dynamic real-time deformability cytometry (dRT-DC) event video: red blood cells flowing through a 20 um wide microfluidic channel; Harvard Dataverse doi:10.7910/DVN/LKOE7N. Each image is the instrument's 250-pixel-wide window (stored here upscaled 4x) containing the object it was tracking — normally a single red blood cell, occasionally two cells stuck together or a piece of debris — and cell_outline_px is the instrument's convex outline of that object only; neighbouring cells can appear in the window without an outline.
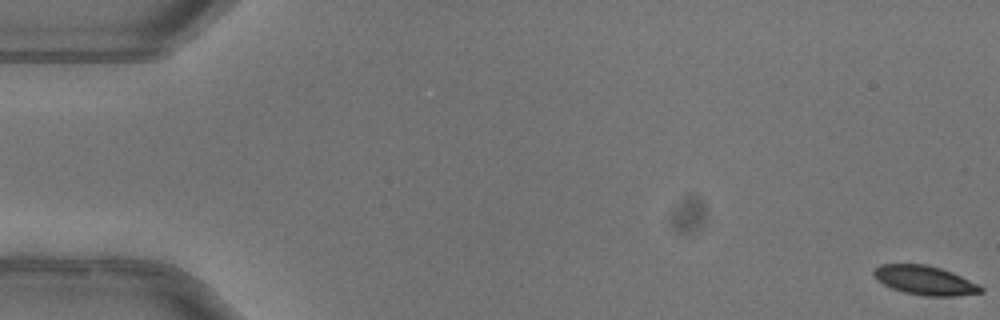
{"species": "common noctule bat (a hibernating species)", "species_latin": "Nyctalus noctula", "temperature_condition": "warm", "stored_images_in_passage": 53, "camera_frame_rate_fps": 3000, "um_per_image_px": 0.085, "animal": {"sex": "female"}, "frame": {"image": 1, "passage_image": 1, "time_ms": 0.0, "image_size_px": [1000, 320], "cell_outline_px": [[984, 292], [952, 296], [924, 296], [904, 292], [892, 288], [876, 280], [872, 272], [880, 264], [928, 264], [952, 272], [980, 284], [984, 288]], "centroid_in_image_um": [78.63, 23.82], "position_along_channel_um": 6.4, "area_um2": 18.26}}
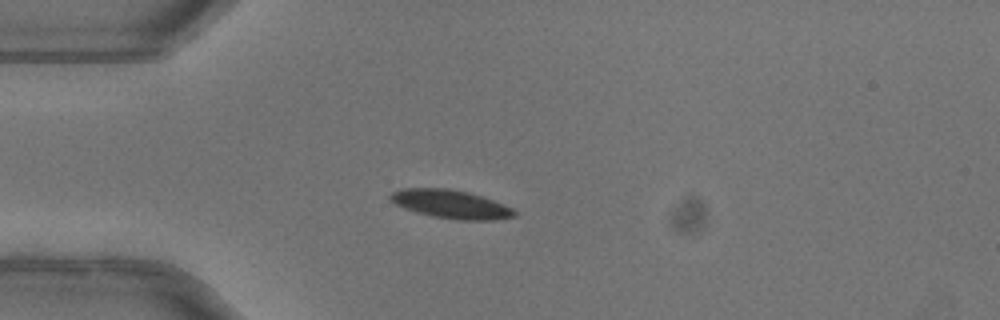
{"frame": {"image": 2, "passage_image": 15, "time_ms": 4.667, "image_size_px": [1000, 320], "cell_outline_px": [[516, 216], [492, 220], [456, 220], [432, 216], [416, 212], [404, 208], [388, 200], [388, 196], [392, 192], [404, 188], [448, 188], [468, 192], [504, 204], [512, 208], [516, 212]], "centroid_in_image_um": [38.29, 17.35], "position_along_channel_um": 46.7, "area_um2": 20.58}}
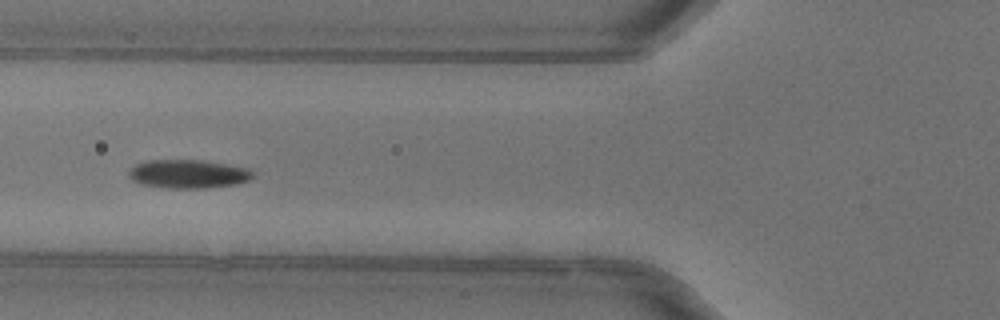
{"frame": {"image": 3, "passage_image": 21, "time_ms": 6.667, "image_size_px": [1000, 320], "cell_outline_px": [[252, 176], [248, 180], [236, 184], [204, 188], [168, 188], [140, 184], [132, 180], [128, 176], [128, 172], [136, 164], [148, 160], [200, 160], [248, 168], [252, 172]], "centroid_in_image_um": [15.95, 14.79], "position_along_channel_um": 109.9, "area_um2": 20.46}, "authors_computed_cell_mechanics": {"area_um2": 20.0566, "velocity_mm_per_s": 4.0075, "shape_relaxation_time_tau1_ms": 2.522, "shape_relaxation_time_tau2_ms": 1.6209, "deformation_change_tau1": 0.133, "deformation_change_tau2": 0.0492}}